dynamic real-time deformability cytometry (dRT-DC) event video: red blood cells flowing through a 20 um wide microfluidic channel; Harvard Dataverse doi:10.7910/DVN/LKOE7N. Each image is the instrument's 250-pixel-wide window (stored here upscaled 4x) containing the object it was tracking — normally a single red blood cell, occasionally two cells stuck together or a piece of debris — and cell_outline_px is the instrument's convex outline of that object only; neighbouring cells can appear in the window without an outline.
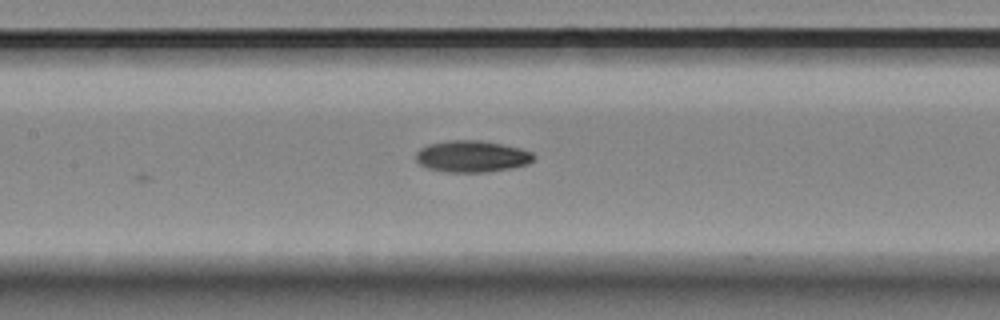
{"species": "Egyptian fruit bat (a non-hibernating species)", "species_latin": "Rousettus aegyptiacus", "temperature_condition": "room temperature", "stored_images_in_passage": 5, "camera_frame_rate_fps": 3000, "um_per_image_px": 0.085, "animal": {"sex": "female"}, "frame": {"image": 1, "passage_image": 4, "time_ms": 1.0, "image_size_px": [1000, 320], "cell_outline_px": [[536, 156], [532, 160], [524, 164], [512, 168], [488, 172], [444, 172], [428, 168], [420, 164], [416, 160], [416, 152], [420, 148], [428, 144], [452, 140], [480, 140], [520, 148], [532, 152]], "centroid_in_image_um": [40.09, 13.29], "position_along_channel_um": 167.3, "area_um2": 21.62}}